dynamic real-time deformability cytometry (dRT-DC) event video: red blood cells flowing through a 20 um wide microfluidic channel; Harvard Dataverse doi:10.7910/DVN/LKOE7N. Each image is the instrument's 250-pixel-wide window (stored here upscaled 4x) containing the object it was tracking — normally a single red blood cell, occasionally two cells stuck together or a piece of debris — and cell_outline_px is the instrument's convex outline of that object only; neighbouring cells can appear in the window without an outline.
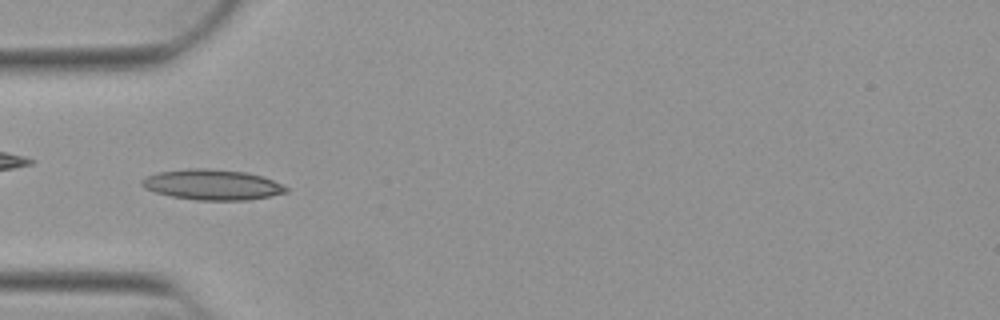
{"species": "Egyptian fruit bat (a non-hibernating species)", "species_latin": "Rousettus aegyptiacus", "temperature_condition": "warm", "stored_images_in_passage": 38, "camera_frame_rate_fps": 3000, "um_per_image_px": 0.085, "animal": {"sex": "female"}, "frame": {"image": 1, "passage_image": 7, "time_ms": 2.0, "image_size_px": [1000, 320], "cell_outline_px": [[288, 192], [248, 200], [196, 200], [172, 196], [156, 192], [144, 188], [140, 184], [140, 180], [148, 176], [160, 172], [188, 168], [208, 168], [248, 172], [264, 176], [288, 188]], "centroid_in_image_um": [18.04, 15.69], "position_along_channel_um": 67.0, "area_um2": 25.55}}
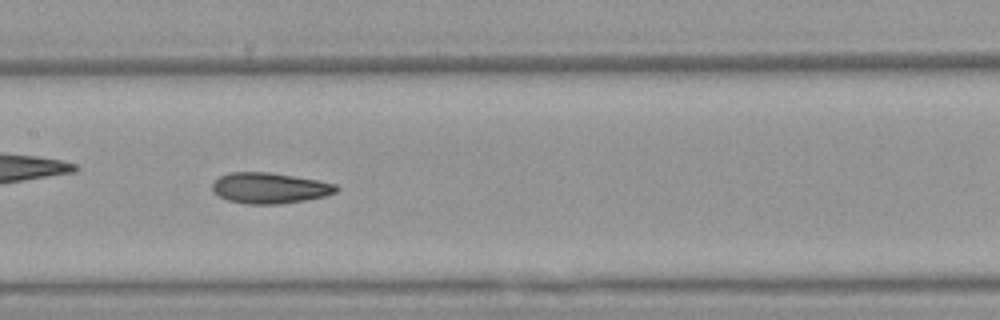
{"frame": {"image": 2, "passage_image": 16, "time_ms": 5.0, "image_size_px": [1000, 320], "cell_outline_px": [[340, 188], [336, 192], [328, 196], [280, 204], [248, 204], [228, 200], [212, 192], [212, 184], [220, 176], [232, 172], [268, 172], [316, 180], [336, 184]], "centroid_in_image_um": [22.93, 15.99], "position_along_channel_um": 184.5, "area_um2": 22.14}}
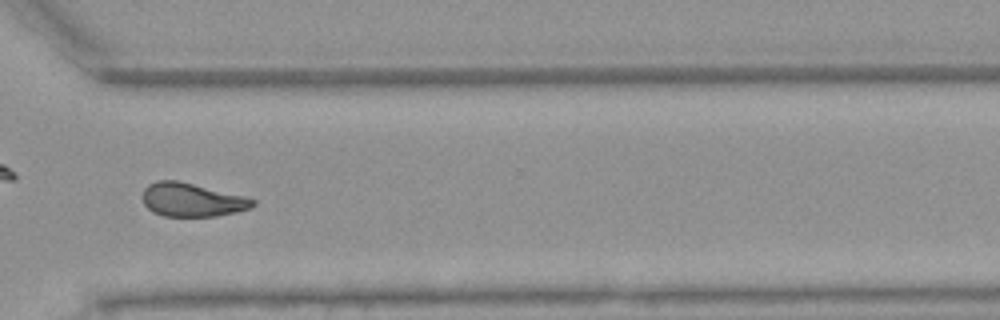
{"frame": {"image": 3, "passage_image": 29, "time_ms": 9.333, "image_size_px": [1000, 320], "cell_outline_px": [[256, 204], [252, 208], [236, 212], [216, 216], [164, 216], [152, 212], [144, 204], [140, 196], [144, 188], [148, 184], [156, 180], [176, 180], [244, 196], [256, 200]], "centroid_in_image_um": [16.28, 16.99], "position_along_channel_um": 354.3, "area_um2": 21.68}, "authors_computed_cell_mechanics": {"area_um2": 21.8195, "velocity_mm_per_s": 3.9184, "shape_relaxation_time_tau1_ms": null, "shape_relaxation_time_tau2_ms": 3.4991, "deformation_change_tau1": null, "deformation_change_tau2": 0.1066}}